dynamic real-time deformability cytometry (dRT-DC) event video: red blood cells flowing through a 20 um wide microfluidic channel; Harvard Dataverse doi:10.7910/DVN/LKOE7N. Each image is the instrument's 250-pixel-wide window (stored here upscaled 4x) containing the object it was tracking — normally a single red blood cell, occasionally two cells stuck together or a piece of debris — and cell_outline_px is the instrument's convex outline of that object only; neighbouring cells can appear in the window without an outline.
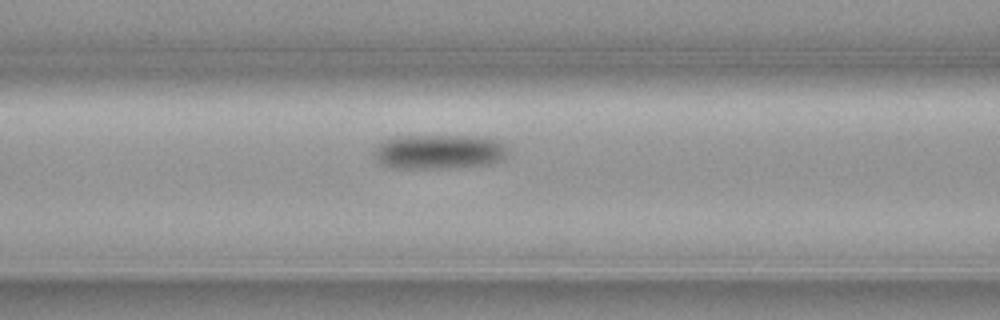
{"species": "common noctule bat (a hibernating species)", "species_latin": "Nyctalus noctula", "temperature_condition": "cold", "stored_images_in_passage": 7, "segment_of_instrument_passage": [1, 2], "camera_frame_rate_fps": 3000, "um_per_image_px": 0.085, "animal": {"sex": "female", "body_mass_g": 19.3, "forearm_length_mm": 54.1}, "frame": {"image": 1, "passage_image": 5, "time_ms": 1.333, "image_size_px": [1000, 320], "cell_outline_px": [[508, 152], [500, 160], [488, 164], [440, 168], [388, 168], [376, 160], [372, 152], [380, 140], [396, 136], [468, 136], [500, 140], [508, 148]], "centroid_in_image_um": [37.23, 12.89], "position_along_channel_um": 129.4, "area_um2": 27.11}}